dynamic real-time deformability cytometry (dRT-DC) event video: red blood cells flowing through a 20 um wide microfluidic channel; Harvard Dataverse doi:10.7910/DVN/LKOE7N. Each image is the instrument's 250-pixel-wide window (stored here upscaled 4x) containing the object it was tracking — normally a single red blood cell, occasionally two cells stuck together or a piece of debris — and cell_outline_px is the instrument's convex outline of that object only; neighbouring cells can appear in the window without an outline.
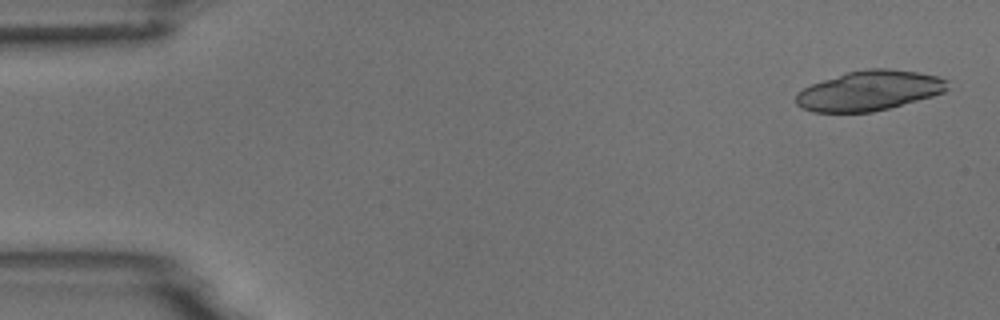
{"species": "common noctule bat (a hibernating species)", "species_latin": "Nyctalus noctula", "temperature_condition": "room temperature", "stored_images_in_passage": 5, "camera_frame_rate_fps": 3000, "um_per_image_px": 0.085, "animal": {"sex": "male", "body_mass_g": 18.8}, "frame": {"image": 1, "passage_image": 1, "time_ms": 0.0, "image_size_px": [1000, 320], "cell_outline_px": [[948, 88], [944, 92], [932, 96], [888, 108], [872, 112], [812, 112], [800, 108], [796, 104], [796, 92], [812, 84], [844, 72], [868, 68], [888, 68], [916, 72], [940, 76], [948, 80]], "centroid_in_image_um": [73.87, 7.7], "position_along_channel_um": 11.1, "area_um2": 35.37}}